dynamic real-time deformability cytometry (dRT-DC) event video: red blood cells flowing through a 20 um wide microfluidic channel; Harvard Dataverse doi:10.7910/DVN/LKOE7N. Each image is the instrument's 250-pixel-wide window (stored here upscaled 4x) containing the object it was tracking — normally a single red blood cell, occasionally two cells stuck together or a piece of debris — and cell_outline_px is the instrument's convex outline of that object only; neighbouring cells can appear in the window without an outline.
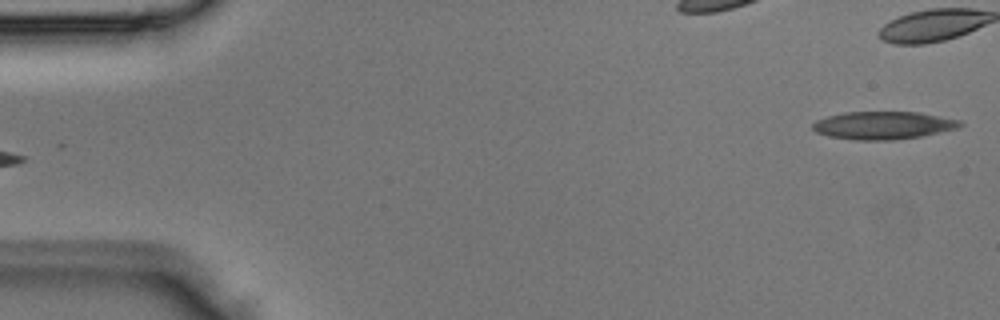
{"species": "Egyptian fruit bat (a non-hibernating species)", "species_latin": "Rousettus aegyptiacus", "temperature_condition": "room temperature", "stored_images_in_passage": 3, "camera_frame_rate_fps": 3000, "um_per_image_px": 0.085, "animal": {"sex": "male"}, "frame": {"image": 1, "passage_image": 3, "time_ms": 0.667, "image_size_px": [1000, 320], "cell_outline_px": [[964, 124], [956, 128], [920, 136], [892, 140], [852, 140], [828, 136], [816, 132], [812, 128], [812, 124], [816, 120], [828, 116], [844, 112], [920, 112], [960, 120]], "centroid_in_image_um": [75.04, 10.65], "position_along_channel_um": 10.0, "area_um2": 23.81}}